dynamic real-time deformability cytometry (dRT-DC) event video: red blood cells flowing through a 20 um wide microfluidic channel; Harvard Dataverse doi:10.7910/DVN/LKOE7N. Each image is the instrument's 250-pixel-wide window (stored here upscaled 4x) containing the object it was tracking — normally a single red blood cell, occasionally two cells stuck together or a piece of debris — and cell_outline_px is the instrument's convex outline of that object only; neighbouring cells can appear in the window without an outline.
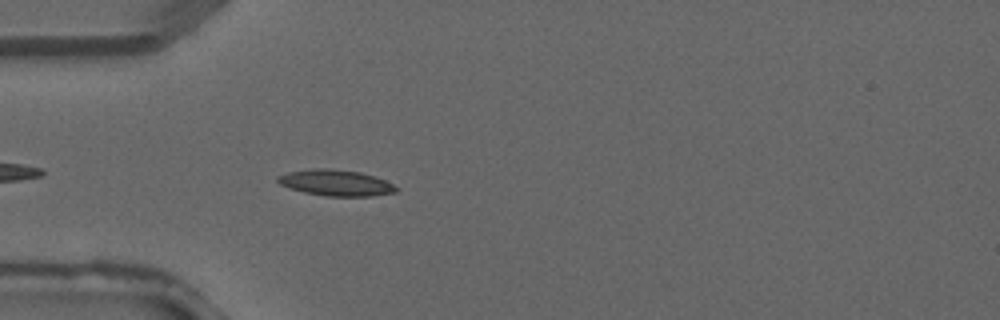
{"species": "common noctule bat (a hibernating species)", "species_latin": "Nyctalus noctula", "temperature_condition": "warm", "stored_images_in_passage": 3, "camera_frame_rate_fps": 3000, "um_per_image_px": 0.085, "animal": {"sex": "male", "forearm_length_mm": 52.5}, "frame": {"image": 1, "passage_image": 3, "time_ms": 0.667, "image_size_px": [1000, 320], "cell_outline_px": [[400, 188], [396, 192], [372, 196], [324, 196], [304, 192], [280, 184], [276, 180], [276, 176], [288, 172], [312, 168], [332, 168], [360, 172], [384, 180]], "centroid_in_image_um": [28.54, 15.53], "position_along_channel_um": 56.5, "area_um2": 17.98}}